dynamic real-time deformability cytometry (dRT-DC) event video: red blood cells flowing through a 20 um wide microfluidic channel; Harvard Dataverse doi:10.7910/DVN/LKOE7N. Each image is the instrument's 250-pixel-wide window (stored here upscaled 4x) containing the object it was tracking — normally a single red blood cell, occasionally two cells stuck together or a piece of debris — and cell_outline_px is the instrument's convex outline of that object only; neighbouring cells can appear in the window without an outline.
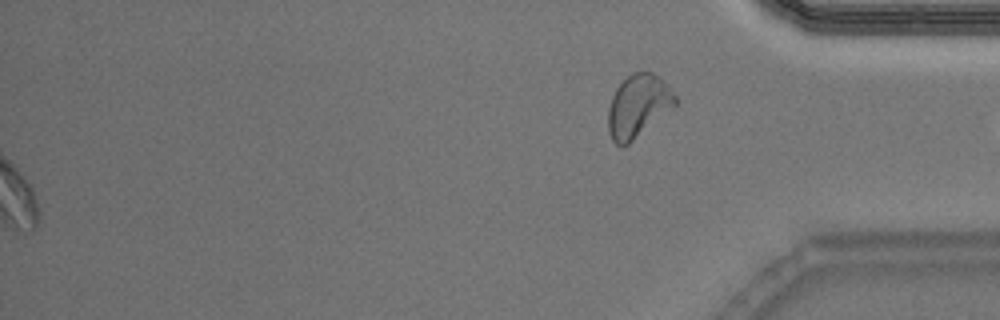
{"species": "Egyptian fruit bat (a non-hibernating species)", "species_latin": "Rousettus aegyptiacus", "temperature_condition": "warm", "stored_images_in_passage": 52, "segment_of_instrument_passage": [2, 2], "camera_frame_rate_fps": 3000, "um_per_image_px": 0.085, "animal": {"sex": "male"}, "frame": {"image": 1, "passage_image": 52, "time_ms": 17.0, "image_size_px": [1000, 320], "cell_outline_px": [[680, 100], [676, 104], [628, 144], [616, 144], [612, 140], [608, 132], [608, 108], [612, 96], [616, 88], [632, 72], [652, 72], [660, 76]], "centroid_in_image_um": [54.24, 8.98], "position_along_channel_um": 381.0, "area_um2": 24.22}}